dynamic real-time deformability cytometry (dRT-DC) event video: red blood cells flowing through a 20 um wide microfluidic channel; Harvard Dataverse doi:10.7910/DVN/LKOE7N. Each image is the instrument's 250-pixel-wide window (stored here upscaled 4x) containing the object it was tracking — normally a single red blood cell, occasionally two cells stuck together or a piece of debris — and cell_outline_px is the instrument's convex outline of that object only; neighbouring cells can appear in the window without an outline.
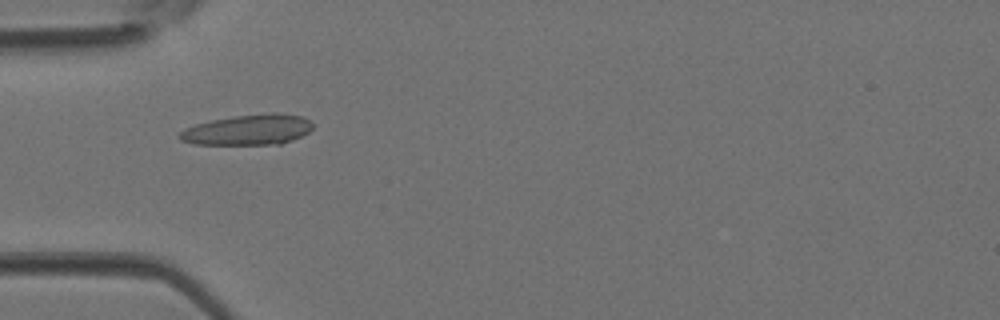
{"species": "Egyptian fruit bat (a non-hibernating species)", "species_latin": "Rousettus aegyptiacus", "temperature_condition": "room temperature", "stored_images_in_passage": 4, "camera_frame_rate_fps": 3000, "um_per_image_px": 0.085, "animal": {"sex": "female"}, "frame": {"image": 1, "passage_image": 4, "time_ms": 1.0, "image_size_px": [1000, 320], "cell_outline_px": [[312, 128], [308, 132], [292, 140], [280, 144], [196, 144], [180, 140], [176, 136], [184, 128], [196, 124], [212, 120], [236, 116], [272, 112], [300, 116], [308, 120], [312, 124]], "centroid_in_image_um": [21.05, 11.03], "position_along_channel_um": 63.9, "area_um2": 23.41}}